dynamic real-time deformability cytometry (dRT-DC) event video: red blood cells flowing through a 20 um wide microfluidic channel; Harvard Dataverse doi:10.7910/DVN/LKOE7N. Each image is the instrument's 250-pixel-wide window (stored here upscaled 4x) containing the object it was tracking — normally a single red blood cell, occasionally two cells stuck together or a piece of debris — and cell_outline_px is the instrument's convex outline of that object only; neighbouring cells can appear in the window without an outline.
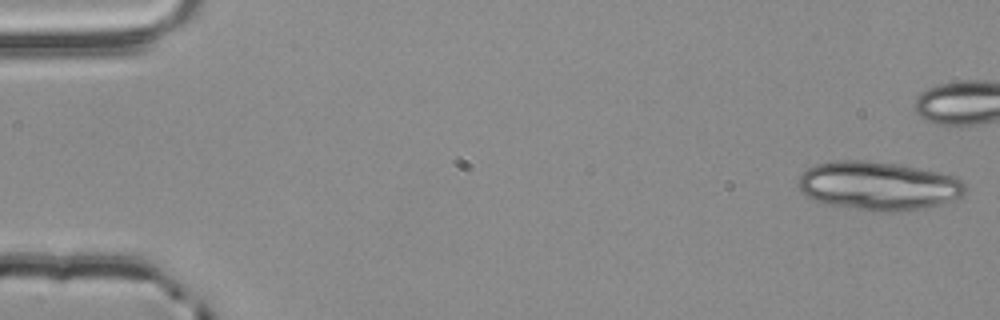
{"species": "common noctule bat (a hibernating species)", "species_latin": "Nyctalus noctula", "temperature_condition": "room temperature", "stored_images_in_passage": 44, "camera_frame_rate_fps": 3000, "um_per_image_px": 0.085, "animal": {"sex": "male", "body_mass_g": 20.4}, "frame": {"image": 1, "passage_image": 1, "time_ms": 0.0, "image_size_px": [1000, 320], "cell_outline_px": [[968, 192], [960, 196], [940, 204], [924, 208], [852, 208], [828, 204], [804, 196], [796, 184], [800, 176], [808, 168], [816, 164], [836, 160], [864, 160], [900, 164], [940, 172], [952, 176], [960, 180], [964, 184]], "centroid_in_image_um": [74.62, 15.74], "position_along_channel_um": 10.4, "area_um2": 46.24}}